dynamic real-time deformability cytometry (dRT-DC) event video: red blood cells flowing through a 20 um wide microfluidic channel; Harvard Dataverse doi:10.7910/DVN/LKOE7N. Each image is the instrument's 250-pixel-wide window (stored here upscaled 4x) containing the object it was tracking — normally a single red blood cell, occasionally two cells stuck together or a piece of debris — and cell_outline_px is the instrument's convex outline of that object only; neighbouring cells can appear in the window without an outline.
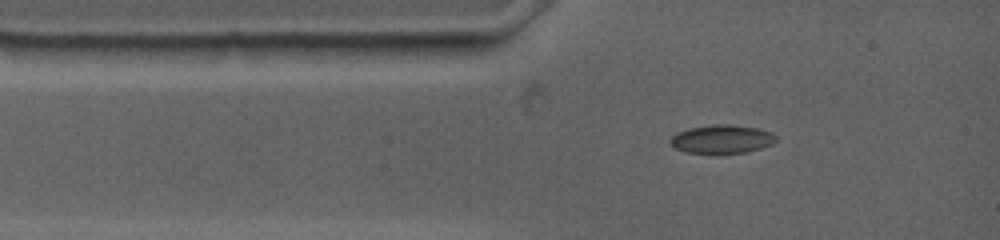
{"species": "common noctule bat (a hibernating species)", "species_latin": "Nyctalus noctula", "temperature_condition": "warm", "stored_images_in_passage": 43, "camera_frame_rate_fps": 4500, "um_per_image_px": 0.085, "animal": {"sex": "female", "body_mass_g": 19.0, "forearm_length_mm": 53.3}, "frame": {"image": 1, "passage_image": 1, "time_ms": 0.0, "image_size_px": [1000, 240], "cell_outline_px": [[776, 140], [772, 144], [760, 148], [744, 152], [688, 152], [676, 148], [668, 144], [668, 140], [676, 132], [688, 128], [712, 124], [732, 124], [760, 128], [772, 132], [776, 136]], "centroid_in_image_um": [61.34, 11.79], "position_along_channel_um": 23.7, "area_um2": 17.51}}
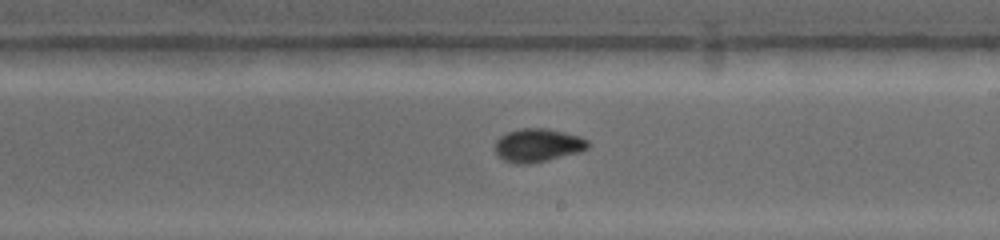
{"frame": {"image": 2, "passage_image": 19, "time_ms": 6.222, "image_size_px": [1000, 240], "cell_outline_px": [[588, 148], [580, 152], [528, 164], [516, 164], [504, 160], [496, 152], [496, 140], [504, 132], [520, 128], [544, 128], [564, 132], [580, 136], [588, 140]], "centroid_in_image_um": [45.7, 12.33], "position_along_channel_um": 243.3, "area_um2": 17.98}}
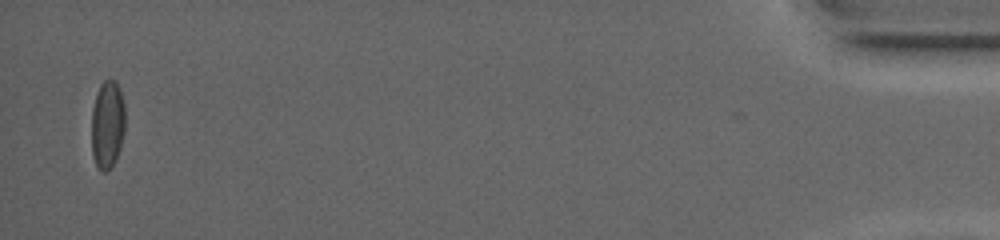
{"frame": {"image": 3, "passage_image": 42, "time_ms": 15.111, "image_size_px": [1000, 240], "cell_outline_px": [[124, 132], [120, 148], [116, 160], [104, 172], [100, 172], [92, 156], [92, 108], [96, 92], [100, 84], [108, 76], [116, 80], [124, 104]], "centroid_in_image_um": [9.12, 10.53], "position_along_channel_um": 426.1, "area_um2": 17.46}, "authors_computed_cell_mechanics": {"area_um2": 17.051, "velocity_mm_per_s": 3.6877, "shape_relaxation_time_tau1_ms": null, "shape_relaxation_time_tau2_ms": 2.4095, "deformation_change_tau1": null, "deformation_change_tau2": 0.043}}